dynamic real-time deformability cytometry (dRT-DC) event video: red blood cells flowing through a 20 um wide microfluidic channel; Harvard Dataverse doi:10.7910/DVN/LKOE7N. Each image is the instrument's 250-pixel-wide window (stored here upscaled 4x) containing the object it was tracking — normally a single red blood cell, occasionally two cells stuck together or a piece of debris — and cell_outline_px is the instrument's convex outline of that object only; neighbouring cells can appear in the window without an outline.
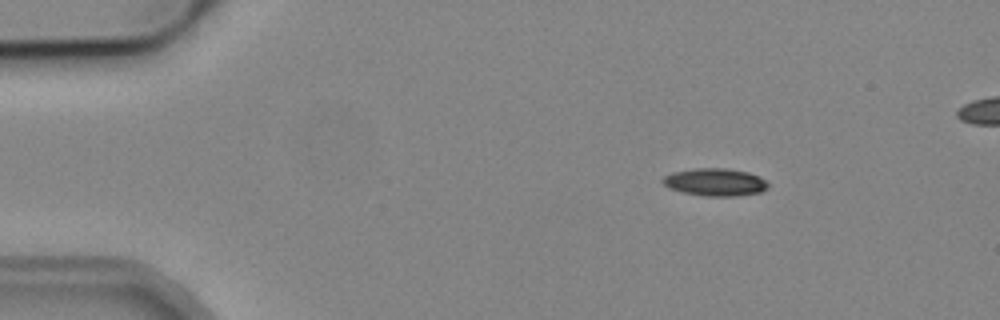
{"species": "common noctule bat (a hibernating species)", "species_latin": "Nyctalus noctula", "temperature_condition": "cold", "stored_images_in_passage": 4, "camera_frame_rate_fps": 3000, "um_per_image_px": 0.085, "animal": {"sex": "male", "body_mass_g": 19.2, "forearm_length_mm": 51.8}, "frame": {"image": 1, "passage_image": 1, "time_ms": 0.0, "image_size_px": [1000, 320], "cell_outline_px": [[768, 188], [760, 192], [736, 196], [704, 196], [680, 192], [668, 188], [660, 180], [664, 176], [672, 172], [696, 168], [724, 168], [748, 172], [760, 176], [768, 184]], "centroid_in_image_um": [60.75, 15.48], "position_along_channel_um": 24.2, "area_um2": 17.05}}